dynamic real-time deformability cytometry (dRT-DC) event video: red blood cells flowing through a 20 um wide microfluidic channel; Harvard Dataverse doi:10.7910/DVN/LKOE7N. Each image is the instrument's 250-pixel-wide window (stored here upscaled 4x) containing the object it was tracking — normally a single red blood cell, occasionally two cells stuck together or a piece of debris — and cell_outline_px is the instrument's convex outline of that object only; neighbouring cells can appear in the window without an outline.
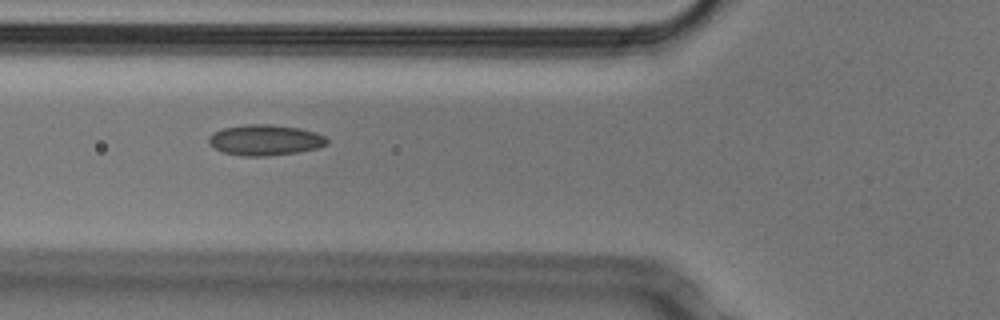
{"species": "Egyptian fruit bat (a non-hibernating species)", "species_latin": "Rousettus aegyptiacus", "temperature_condition": "cold", "stored_images_in_passage": 38, "camera_frame_rate_fps": 3000, "um_per_image_px": 0.085, "animal": {"sex": "male"}, "frame": {"image": 1, "passage_image": 6, "time_ms": 1.667, "image_size_px": [1000, 320], "cell_outline_px": [[328, 144], [316, 148], [296, 152], [268, 156], [240, 156], [224, 152], [208, 144], [208, 136], [212, 132], [224, 128], [244, 124], [268, 124], [300, 128], [316, 132], [324, 136], [328, 140]], "centroid_in_image_um": [22.51, 11.9], "position_along_channel_um": 103.3, "area_um2": 21.21}}
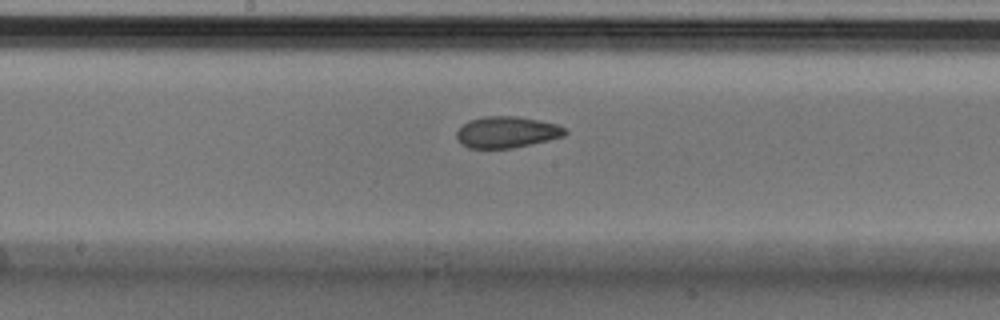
{"frame": {"image": 2, "passage_image": 14, "time_ms": 4.333, "image_size_px": [1000, 320], "cell_outline_px": [[568, 132], [564, 136], [548, 140], [512, 148], [468, 148], [460, 144], [456, 140], [456, 132], [468, 120], [484, 116], [516, 116], [556, 124], [564, 128]], "centroid_in_image_um": [43.02, 11.24], "position_along_channel_um": 205.2, "area_um2": 19.77}}
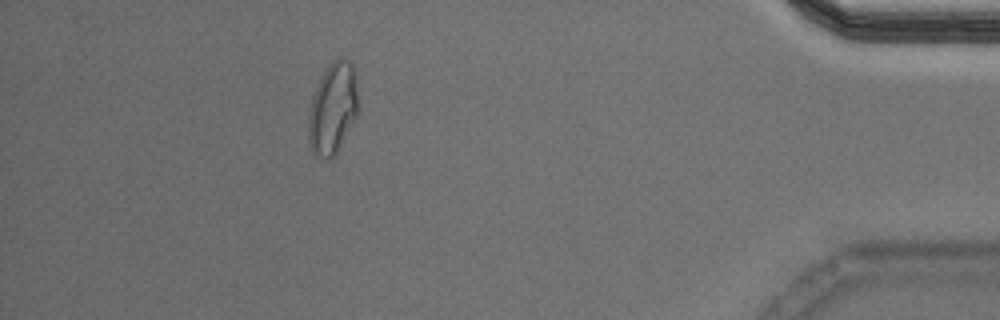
{"frame": {"image": 3, "passage_image": 34, "time_ms": 11.0, "image_size_px": [1000, 320], "cell_outline_px": [[356, 116], [336, 152], [328, 160], [312, 152], [308, 140], [308, 112], [312, 96], [328, 64], [332, 60], [348, 60], [352, 64], [356, 76]], "centroid_in_image_um": [28.25, 9.22], "position_along_channel_um": 407.0, "area_um2": 25.84}, "authors_computed_cell_mechanics": {"area_um2": 20.6635, "velocity_mm_per_s": 3.798, "shape_relaxation_time_tau1_ms": null, "shape_relaxation_time_tau2_ms": 2.1512, "deformation_change_tau1": null, "deformation_change_tau2": 0.0693}}